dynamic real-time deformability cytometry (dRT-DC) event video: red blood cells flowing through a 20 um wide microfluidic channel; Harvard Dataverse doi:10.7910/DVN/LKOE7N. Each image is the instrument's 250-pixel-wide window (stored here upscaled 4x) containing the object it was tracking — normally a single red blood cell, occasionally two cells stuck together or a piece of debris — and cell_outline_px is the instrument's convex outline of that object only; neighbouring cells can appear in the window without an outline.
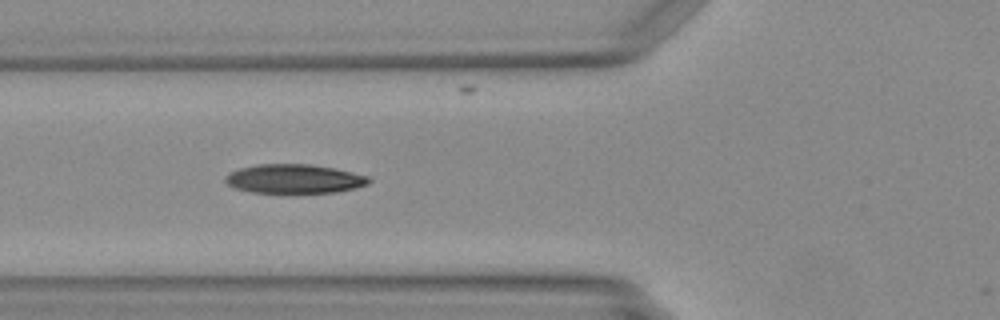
{"species": "Egyptian fruit bat (a non-hibernating species)", "species_latin": "Rousettus aegyptiacus", "temperature_condition": "warm", "stored_images_in_passage": 21, "camera_frame_rate_fps": 3000, "um_per_image_px": 0.085, "animal": {"sex": "female"}, "frame": {"image": 1, "passage_image": 2, "time_ms": 0.333, "image_size_px": [1000, 320], "cell_outline_px": [[372, 180], [368, 184], [336, 192], [252, 192], [236, 188], [228, 184], [224, 180], [232, 172], [240, 168], [260, 164], [308, 164], [332, 168], [352, 172], [368, 176]], "centroid_in_image_um": [25.03, 15.19], "position_along_channel_um": 100.8, "area_um2": 23.76}}